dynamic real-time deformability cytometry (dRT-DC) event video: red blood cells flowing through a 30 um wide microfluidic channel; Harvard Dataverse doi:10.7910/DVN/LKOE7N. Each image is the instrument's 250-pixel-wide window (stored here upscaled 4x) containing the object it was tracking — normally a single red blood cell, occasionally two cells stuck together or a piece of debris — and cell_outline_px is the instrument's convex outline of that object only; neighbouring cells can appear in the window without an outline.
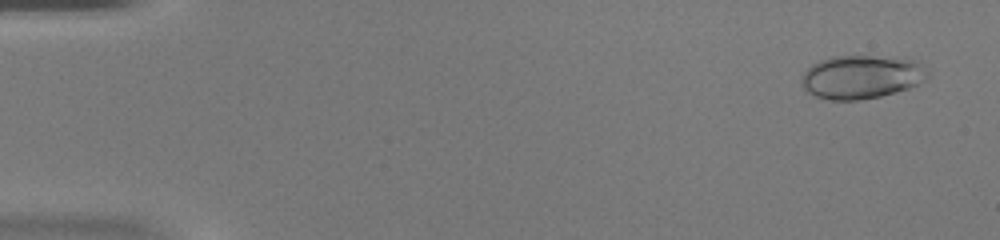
{"species": "common noctule bat (a hibernating species)", "species_latin": "Nyctalus noctula", "temperature_condition": "warm", "stored_images_in_passage": 45, "camera_frame_rate_fps": 3000, "um_per_image_px": 0.085, "animal": {"sex": "female", "body_mass_g": 20.0, "forearm_length_mm": 54.0}, "frame": {"image": 1, "passage_image": 3, "time_ms": 0.667, "image_size_px": [1000, 240], "cell_outline_px": [[928, 76], [924, 80], [908, 88], [896, 92], [880, 96], [860, 100], [828, 100], [816, 96], [808, 92], [800, 84], [800, 80], [804, 72], [812, 64], [820, 60], [832, 56], [872, 56], [916, 60], [928, 72]], "centroid_in_image_um": [73.18, 6.54], "position_along_channel_um": 11.8, "area_um2": 31.85}}
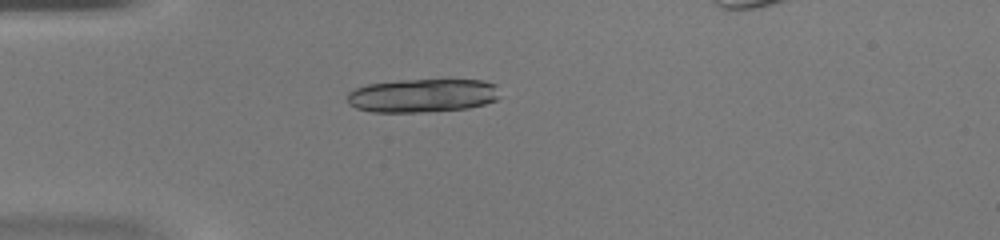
{"frame": {"image": 2, "passage_image": 14, "time_ms": 4.333, "image_size_px": [1000, 240], "cell_outline_px": [[500, 96], [496, 100], [484, 104], [468, 108], [424, 112], [372, 112], [356, 108], [348, 104], [348, 92], [356, 88], [368, 84], [400, 80], [484, 80], [496, 84]], "centroid_in_image_um": [35.92, 8.12], "position_along_channel_um": 49.1, "area_um2": 29.94}}